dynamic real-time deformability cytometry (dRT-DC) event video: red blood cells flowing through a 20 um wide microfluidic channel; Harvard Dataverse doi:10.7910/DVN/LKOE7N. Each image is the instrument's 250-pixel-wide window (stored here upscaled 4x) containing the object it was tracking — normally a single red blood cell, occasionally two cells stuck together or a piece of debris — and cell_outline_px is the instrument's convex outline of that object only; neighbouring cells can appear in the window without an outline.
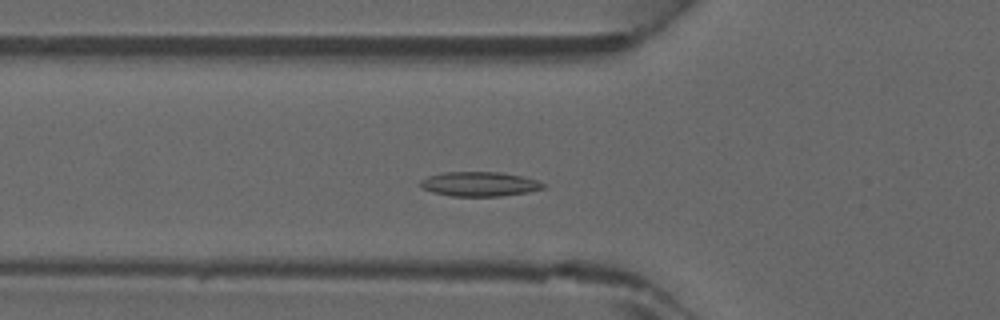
{"species": "common noctule bat (a hibernating species)", "species_latin": "Nyctalus noctula", "temperature_condition": "warm", "stored_images_in_passage": 40, "camera_frame_rate_fps": 3000, "um_per_image_px": 0.085, "animal": {"sex": "male", "forearm_length_mm": 52.5}, "frame": {"image": 1, "passage_image": 11, "time_ms": 3.333, "image_size_px": [1000, 320], "cell_outline_px": [[548, 184], [544, 188], [528, 192], [500, 196], [452, 196], [432, 192], [420, 188], [420, 180], [428, 176], [444, 172], [500, 172], [524, 176]], "centroid_in_image_um": [40.76, 15.64], "position_along_channel_um": 85.0, "area_um2": 17.69}}
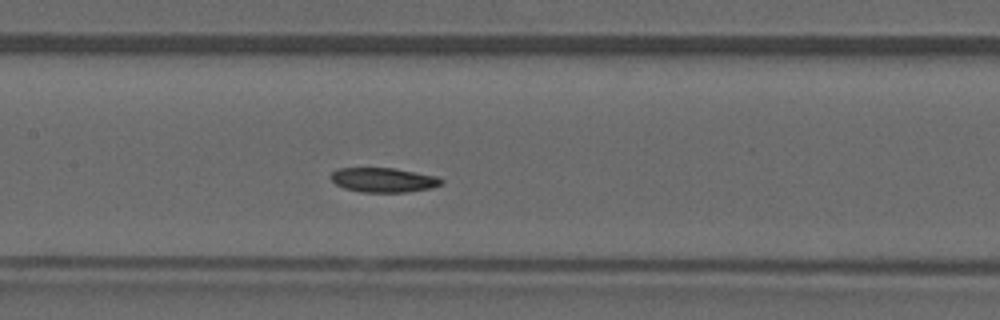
{"frame": {"image": 2, "passage_image": 17, "time_ms": 5.333, "image_size_px": [1000, 320], "cell_outline_px": [[444, 180], [440, 184], [432, 188], [408, 192], [360, 192], [344, 188], [336, 184], [332, 180], [332, 172], [336, 168], [396, 168], [436, 176]], "centroid_in_image_um": [32.6, 15.3], "position_along_channel_um": 174.8, "area_um2": 15.78}}
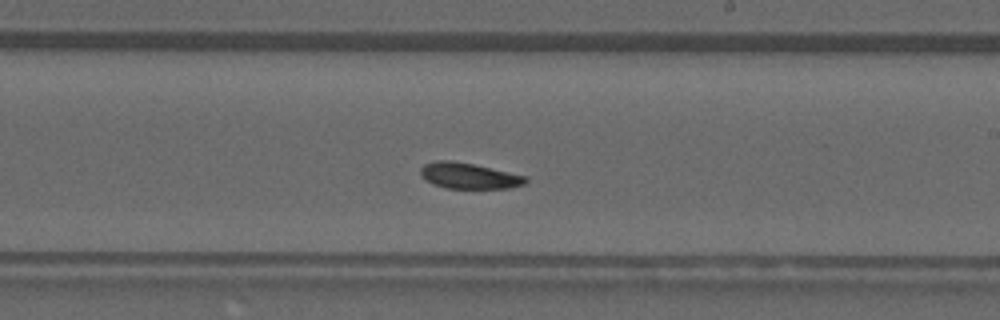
{"frame": {"image": 3, "passage_image": 22, "time_ms": 7.0, "image_size_px": [1000, 320], "cell_outline_px": [[528, 180], [524, 184], [508, 188], [448, 188], [432, 184], [424, 180], [420, 176], [420, 168], [424, 164], [436, 160], [452, 160], [472, 164], [528, 176]], "centroid_in_image_um": [39.82, 14.94], "position_along_channel_um": 249.2, "area_um2": 15.9}}